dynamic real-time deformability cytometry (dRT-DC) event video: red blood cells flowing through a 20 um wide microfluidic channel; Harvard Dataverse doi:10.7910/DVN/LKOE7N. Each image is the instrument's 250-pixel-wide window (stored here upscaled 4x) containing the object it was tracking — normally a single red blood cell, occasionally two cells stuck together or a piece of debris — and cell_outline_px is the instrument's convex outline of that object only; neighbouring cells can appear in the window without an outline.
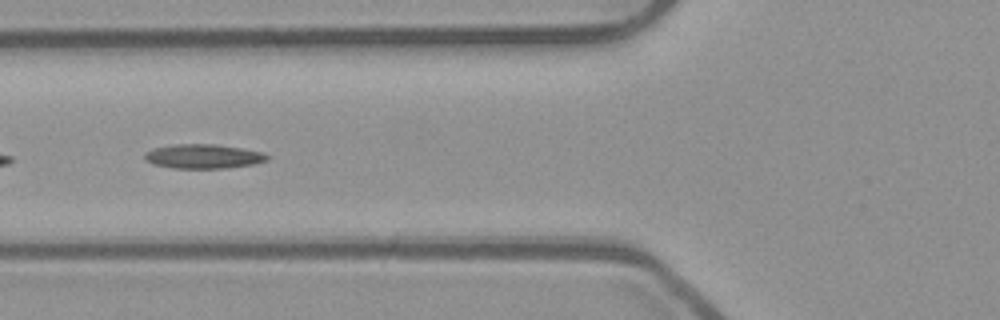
{"species": "common noctule bat (a hibernating species)", "species_latin": "Nyctalus noctula", "temperature_condition": "room temperature", "stored_images_in_passage": 8, "camera_frame_rate_fps": 3000, "um_per_image_px": 0.085, "animal": {"sex": "male", "body_mass_g": 23.1, "forearm_length_mm": 52.7}, "frame": {"image": 1, "passage_image": 5, "time_ms": 1.333, "image_size_px": [1000, 320], "cell_outline_px": [[268, 160], [252, 164], [228, 168], [172, 168], [152, 164], [144, 160], [144, 152], [156, 148], [176, 144], [216, 144], [264, 152], [268, 156]], "centroid_in_image_um": [17.26, 13.29], "position_along_channel_um": 108.5, "area_um2": 17.34}}